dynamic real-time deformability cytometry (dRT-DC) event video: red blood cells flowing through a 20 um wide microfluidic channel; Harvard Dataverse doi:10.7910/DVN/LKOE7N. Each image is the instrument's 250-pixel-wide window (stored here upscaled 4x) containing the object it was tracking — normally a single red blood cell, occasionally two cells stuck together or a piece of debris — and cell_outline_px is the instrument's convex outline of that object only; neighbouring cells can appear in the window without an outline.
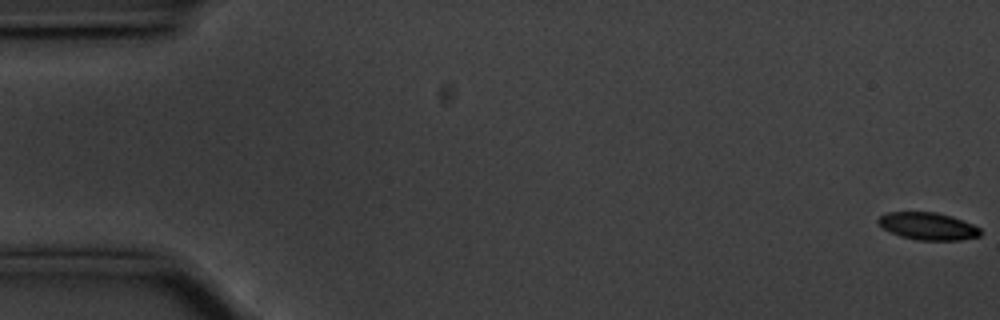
{"species": "common noctule bat (a hibernating species)", "species_latin": "Nyctalus noctula", "temperature_condition": "cold", "stored_images_in_passage": 57, "camera_frame_rate_fps": 3000, "um_per_image_px": 0.085, "animal": {"sex": "male", "body_mass_g": 20.1, "forearm_length_mm": 53.5}, "frame": {"image": 1, "passage_image": 1, "time_ms": 0.0, "image_size_px": [1000, 320], "cell_outline_px": [[980, 236], [960, 240], [916, 240], [900, 236], [884, 228], [876, 220], [880, 216], [888, 212], [936, 212], [972, 224], [980, 228]], "centroid_in_image_um": [78.86, 19.23], "position_along_channel_um": 6.1, "area_um2": 16.01}}
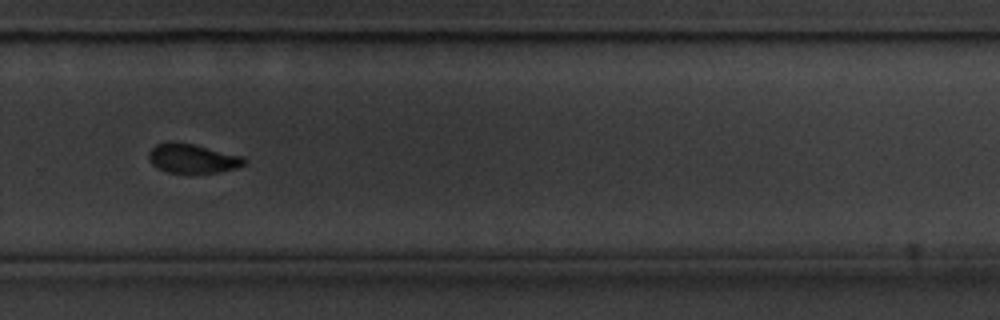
{"frame": {"image": 2, "passage_image": 39, "time_ms": 12.667, "image_size_px": [1000, 320], "cell_outline_px": [[248, 160], [244, 164], [236, 168], [220, 172], [168, 172], [152, 164], [148, 160], [148, 152], [156, 144], [192, 144], [244, 156]], "centroid_in_image_um": [16.42, 13.49], "position_along_channel_um": 313.4, "area_um2": 15.72}}
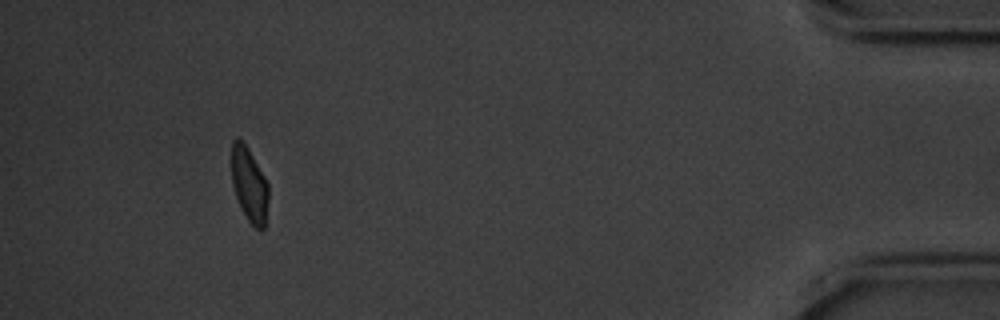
{"frame": {"image": 3, "passage_image": 53, "time_ms": 17.333, "image_size_px": [1000, 320], "cell_outline_px": [[268, 200], [264, 228], [260, 232], [248, 220], [236, 196], [232, 184], [232, 140], [236, 136], [248, 148], [264, 176], [268, 184]], "centroid_in_image_um": [21.19, 15.69], "position_along_channel_um": 414.0, "area_um2": 15.72}, "authors_computed_cell_mechanics": {"area_um2": 17.1088, "velocity_mm_per_s": 3.5459, "shape_relaxation_time_tau1_ms": 2.0539, "shape_relaxation_time_tau2_ms": 5.2512, "deformation_change_tau1": 0.1067, "deformation_change_tau2": 0.0897}}